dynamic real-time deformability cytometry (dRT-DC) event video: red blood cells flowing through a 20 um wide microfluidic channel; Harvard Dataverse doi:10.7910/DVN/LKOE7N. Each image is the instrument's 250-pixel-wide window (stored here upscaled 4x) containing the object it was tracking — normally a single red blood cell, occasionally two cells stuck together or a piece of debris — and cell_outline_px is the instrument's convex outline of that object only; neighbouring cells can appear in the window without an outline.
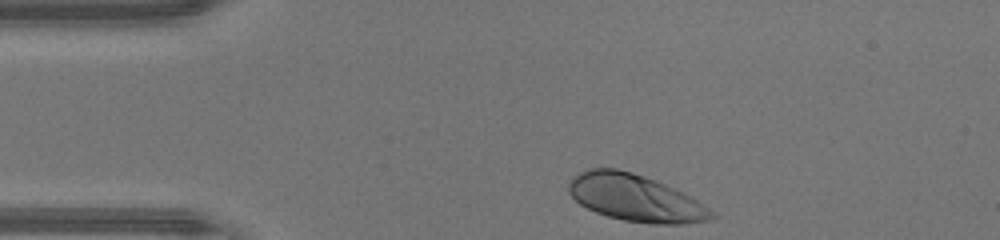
{"species": "human", "species_latin": "Homo sapiens", "temperature_condition": "warm", "stored_images_in_passage": 30, "camera_frame_rate_fps": 3000, "um_per_image_px": 0.085, "donor": {"sex": "male"}, "frame": {"image": 1, "passage_image": 1, "time_ms": 0.0, "image_size_px": [1000, 240], "cell_outline_px": [[716, 216], [708, 220], [680, 224], [652, 224], [624, 220], [608, 216], [596, 212], [580, 204], [568, 192], [568, 184], [580, 172], [588, 168], [616, 168], [632, 172], [656, 180], [676, 188], [696, 200], [708, 208]], "centroid_in_image_um": [54.0, 16.82], "position_along_channel_um": 31.0, "area_um2": 38.73}}
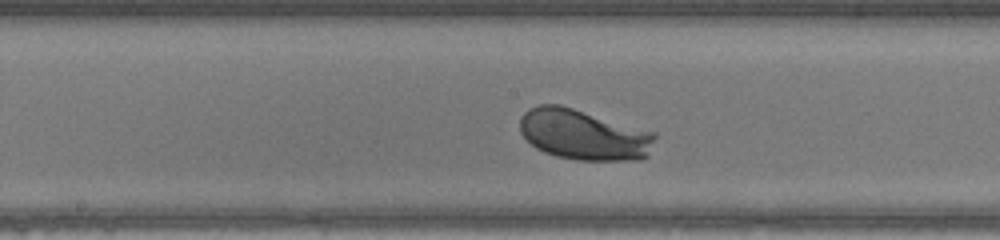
{"frame": {"image": 2, "passage_image": 16, "time_ms": 5.0, "image_size_px": [1000, 240], "cell_outline_px": [[656, 136], [648, 156], [640, 160], [576, 160], [556, 156], [544, 152], [536, 148], [520, 132], [520, 116], [528, 108], [540, 104], [560, 104], [656, 132]], "centroid_in_image_um": [49.61, 11.44], "position_along_channel_um": 198.6, "area_um2": 40.06}}
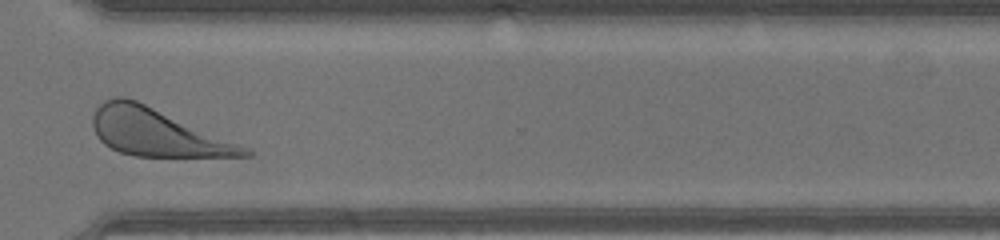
{"frame": {"image": 3, "passage_image": 27, "time_ms": 8.667, "image_size_px": [1000, 240], "cell_outline_px": [[252, 156], [136, 156], [120, 152], [104, 144], [96, 136], [92, 124], [92, 116], [96, 108], [104, 100], [112, 96], [124, 96], [136, 100], [252, 148]], "centroid_in_image_um": [13.34, 11.24], "position_along_channel_um": 357.3, "area_um2": 41.85}, "authors_computed_cell_mechanics": {"area_um2": 38.726, "velocity_mm_per_s": 4.3333, "shape_relaxation_time_tau1_ms": 0.9246, "shape_relaxation_time_tau2_ms": null, "deformation_change_tau1": 0.1085, "deformation_change_tau2": null}}